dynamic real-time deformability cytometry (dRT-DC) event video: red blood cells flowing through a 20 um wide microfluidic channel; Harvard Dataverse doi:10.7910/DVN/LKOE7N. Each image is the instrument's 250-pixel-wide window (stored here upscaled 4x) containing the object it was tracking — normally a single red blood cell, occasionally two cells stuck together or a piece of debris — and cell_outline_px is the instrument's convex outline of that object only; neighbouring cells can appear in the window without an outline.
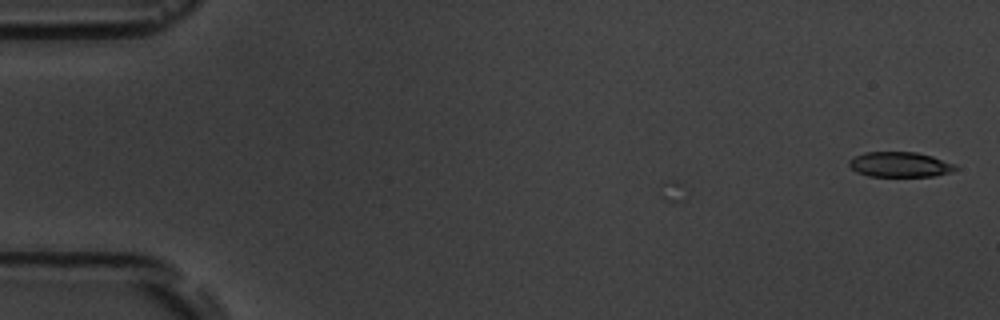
{"species": "common noctule bat (a hibernating species)", "species_latin": "Nyctalus noctula", "temperature_condition": "room temperature", "stored_images_in_passage": 4, "camera_frame_rate_fps": 3000, "um_per_image_px": 0.085, "animal": {"sex": "male", "body_mass_g": 19.5, "forearm_length_mm": 54.6}, "frame": {"image": 1, "passage_image": 4, "time_ms": 3.667, "image_size_px": [1000, 320], "cell_outline_px": [[956, 168], [952, 172], [936, 176], [868, 176], [856, 172], [848, 164], [848, 160], [852, 156], [864, 152], [916, 152], [932, 156], [956, 164]], "centroid_in_image_um": [76.46, 13.98], "position_along_channel_um": 8.5, "area_um2": 15.72}}